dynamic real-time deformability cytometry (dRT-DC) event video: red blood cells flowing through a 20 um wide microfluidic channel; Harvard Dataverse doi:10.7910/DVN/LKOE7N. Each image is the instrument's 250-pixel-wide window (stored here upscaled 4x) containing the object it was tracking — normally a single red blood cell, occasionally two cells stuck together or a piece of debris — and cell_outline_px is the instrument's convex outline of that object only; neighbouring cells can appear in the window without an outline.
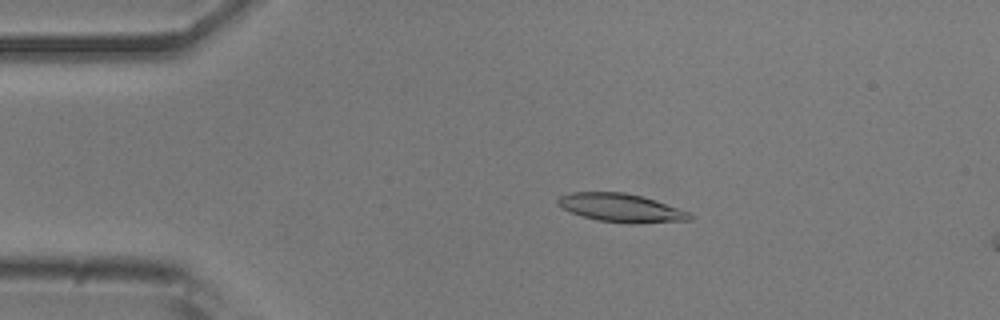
{"species": "common noctule bat (a hibernating species)", "species_latin": "Nyctalus noctula", "temperature_condition": "room temperature", "stored_images_in_passage": 52, "camera_frame_rate_fps": 3000, "um_per_image_px": 0.085, "animal": {"sex": "male", "body_mass_g": 20.5, "forearm_length_mm": 52.5}, "frame": {"image": 1, "passage_image": 10, "time_ms": 3.0, "image_size_px": [1000, 320], "cell_outline_px": [[692, 220], [628, 224], [596, 220], [572, 212], [556, 204], [556, 200], [560, 196], [572, 192], [624, 192], [640, 196], [688, 212], [692, 216]], "centroid_in_image_um": [52.74, 17.67], "position_along_channel_um": 32.3, "area_um2": 21.44}}
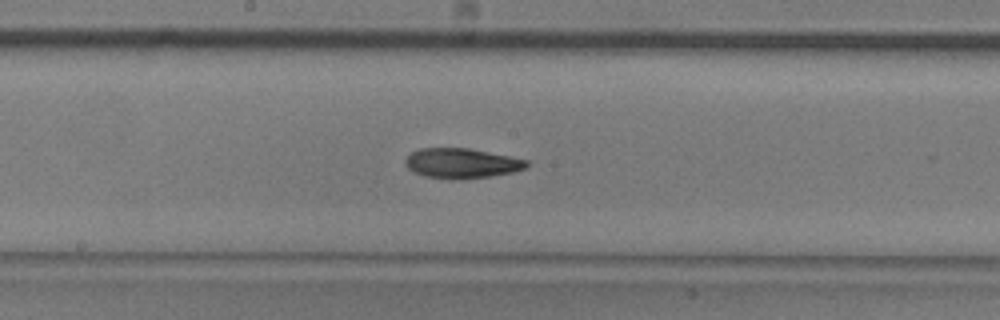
{"frame": {"image": 2, "passage_image": 27, "time_ms": 8.667, "image_size_px": [1000, 320], "cell_outline_px": [[528, 164], [524, 168], [512, 172], [488, 176], [460, 180], [448, 180], [424, 176], [408, 168], [404, 164], [404, 160], [412, 152], [420, 148], [468, 148], [528, 160]], "centroid_in_image_um": [39.19, 13.89], "position_along_channel_um": 209.0, "area_um2": 21.1}}
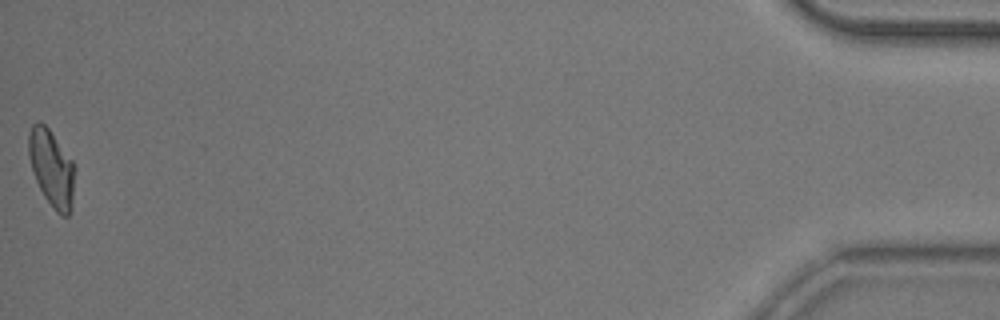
{"frame": {"image": 3, "passage_image": 52, "time_ms": 17.0, "image_size_px": [1000, 320], "cell_outline_px": [[76, 168], [72, 208], [68, 216], [60, 216], [56, 212], [44, 196], [36, 180], [28, 156], [28, 132], [32, 124], [36, 120], [40, 120], [48, 128], [72, 160]], "centroid_in_image_um": [4.4, 14.29], "position_along_channel_um": 430.8, "area_um2": 20.92}, "authors_computed_cell_mechanics": {"area_um2": 21.097, "velocity_mm_per_s": 3.8536, "shape_relaxation_time_tau1_ms": 6.6244, "shape_relaxation_time_tau2_ms": 5.383, "deformation_change_tau1": 0.1912, "deformation_change_tau2": 0.1344}}